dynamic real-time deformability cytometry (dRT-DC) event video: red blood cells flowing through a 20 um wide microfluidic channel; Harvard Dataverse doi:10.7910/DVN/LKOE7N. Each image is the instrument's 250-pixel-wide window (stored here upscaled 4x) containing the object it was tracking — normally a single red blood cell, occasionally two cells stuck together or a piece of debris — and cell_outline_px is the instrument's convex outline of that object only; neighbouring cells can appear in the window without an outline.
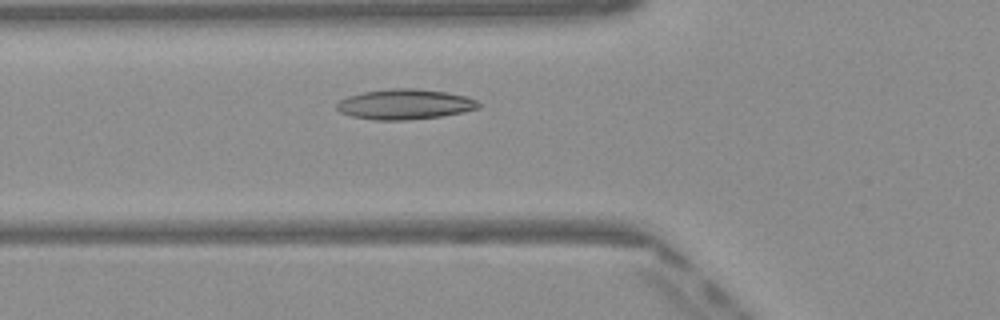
{"species": "Egyptian fruit bat (a non-hibernating species)", "species_latin": "Rousettus aegyptiacus", "temperature_condition": "warm", "stored_images_in_passage": 43, "camera_frame_rate_fps": 3000, "um_per_image_px": 0.085, "frame": {"image": 1, "passage_image": 11, "time_ms": 3.333, "image_size_px": [1000, 320], "cell_outline_px": [[484, 104], [480, 108], [464, 112], [440, 116], [404, 120], [376, 120], [352, 116], [340, 112], [336, 108], [336, 104], [340, 100], [348, 96], [364, 92], [392, 88], [412, 88], [448, 92], [464, 96], [476, 100]], "centroid_in_image_um": [34.45, 8.86], "position_along_channel_um": 91.4, "area_um2": 24.97}}
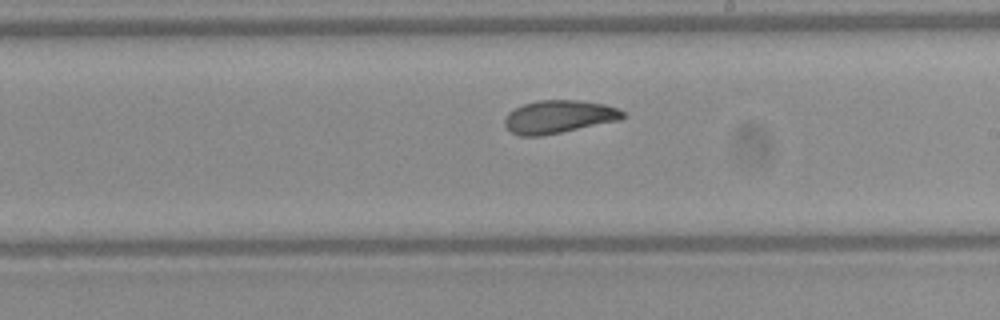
{"frame": {"image": 2, "passage_image": 22, "time_ms": 7.0, "image_size_px": [1000, 320], "cell_outline_px": [[628, 116], [620, 120], [540, 136], [520, 136], [512, 132], [504, 124], [504, 120], [508, 112], [524, 104], [540, 100], [580, 100], [604, 104], [620, 108]], "centroid_in_image_um": [47.53, 9.91], "position_along_channel_um": 241.5, "area_um2": 22.66}}
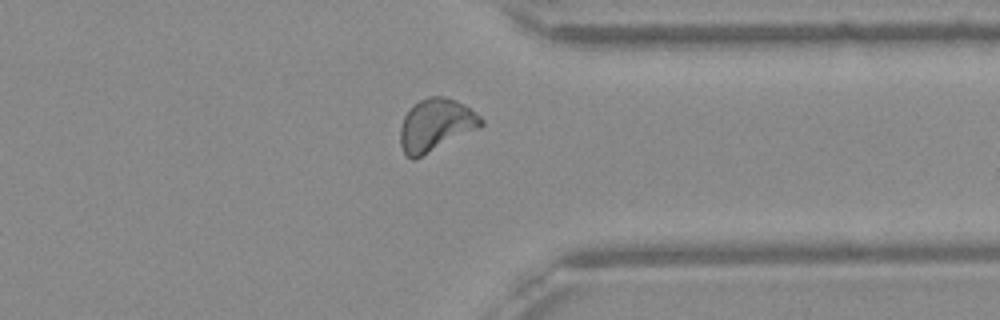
{"frame": {"image": 3, "passage_image": 32, "time_ms": 10.333, "image_size_px": [1000, 320], "cell_outline_px": [[484, 124], [416, 160], [412, 160], [404, 152], [400, 144], [400, 128], [404, 116], [420, 100], [428, 96], [444, 96], [456, 100], [464, 104], [476, 112], [484, 120]], "centroid_in_image_um": [37.03, 10.63], "position_along_channel_um": 374.4, "area_um2": 24.45}, "authors_computed_cell_mechanics": {"area_um2": 23.2356, "velocity_mm_per_s": 4.0793, "shape_relaxation_time_tau1_ms": 5.176, "shape_relaxation_time_tau2_ms": 2.1028, "deformation_change_tau1": 0.1501, "deformation_change_tau2": 0.087}}